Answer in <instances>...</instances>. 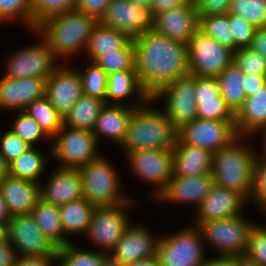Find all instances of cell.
Here are the masks:
<instances>
[{
  "label": "cell",
  "mask_w": 266,
  "mask_h": 266,
  "mask_svg": "<svg viewBox=\"0 0 266 266\" xmlns=\"http://www.w3.org/2000/svg\"><path fill=\"white\" fill-rule=\"evenodd\" d=\"M133 41L138 81L150 98L166 85L190 75L187 44L155 31L143 33Z\"/></svg>",
  "instance_id": "1"
},
{
  "label": "cell",
  "mask_w": 266,
  "mask_h": 266,
  "mask_svg": "<svg viewBox=\"0 0 266 266\" xmlns=\"http://www.w3.org/2000/svg\"><path fill=\"white\" fill-rule=\"evenodd\" d=\"M99 20L73 9L53 15L39 23L31 32L41 35L52 49L55 58H70L87 48L90 36ZM70 56V57H69Z\"/></svg>",
  "instance_id": "2"
},
{
  "label": "cell",
  "mask_w": 266,
  "mask_h": 266,
  "mask_svg": "<svg viewBox=\"0 0 266 266\" xmlns=\"http://www.w3.org/2000/svg\"><path fill=\"white\" fill-rule=\"evenodd\" d=\"M152 104L155 103L151 98L134 109L126 138L120 145L126 155L142 150L174 148L176 145L178 129L163 110Z\"/></svg>",
  "instance_id": "3"
},
{
  "label": "cell",
  "mask_w": 266,
  "mask_h": 266,
  "mask_svg": "<svg viewBox=\"0 0 266 266\" xmlns=\"http://www.w3.org/2000/svg\"><path fill=\"white\" fill-rule=\"evenodd\" d=\"M239 136L230 145L213 153L211 174L216 185L240 194L249 201L253 194L257 153L249 150ZM249 198V200H248Z\"/></svg>",
  "instance_id": "4"
},
{
  "label": "cell",
  "mask_w": 266,
  "mask_h": 266,
  "mask_svg": "<svg viewBox=\"0 0 266 266\" xmlns=\"http://www.w3.org/2000/svg\"><path fill=\"white\" fill-rule=\"evenodd\" d=\"M83 198L95 207L123 204L131 198L123 195L121 180L113 165L99 156L87 165L79 167Z\"/></svg>",
  "instance_id": "5"
},
{
  "label": "cell",
  "mask_w": 266,
  "mask_h": 266,
  "mask_svg": "<svg viewBox=\"0 0 266 266\" xmlns=\"http://www.w3.org/2000/svg\"><path fill=\"white\" fill-rule=\"evenodd\" d=\"M256 223L236 215L226 219L200 222L196 226L201 231L205 245L215 249L217 257L244 256L249 245L251 232Z\"/></svg>",
  "instance_id": "6"
},
{
  "label": "cell",
  "mask_w": 266,
  "mask_h": 266,
  "mask_svg": "<svg viewBox=\"0 0 266 266\" xmlns=\"http://www.w3.org/2000/svg\"><path fill=\"white\" fill-rule=\"evenodd\" d=\"M204 243L199 228L190 225L175 234L162 235L156 256L161 266H203L208 260Z\"/></svg>",
  "instance_id": "7"
},
{
  "label": "cell",
  "mask_w": 266,
  "mask_h": 266,
  "mask_svg": "<svg viewBox=\"0 0 266 266\" xmlns=\"http://www.w3.org/2000/svg\"><path fill=\"white\" fill-rule=\"evenodd\" d=\"M52 140L54 142L50 148V155L61 162V168L78 169L100 156L97 150L100 144L92 131L63 125Z\"/></svg>",
  "instance_id": "8"
},
{
  "label": "cell",
  "mask_w": 266,
  "mask_h": 266,
  "mask_svg": "<svg viewBox=\"0 0 266 266\" xmlns=\"http://www.w3.org/2000/svg\"><path fill=\"white\" fill-rule=\"evenodd\" d=\"M189 74L217 77L234 61V51L198 30L187 44Z\"/></svg>",
  "instance_id": "9"
},
{
  "label": "cell",
  "mask_w": 266,
  "mask_h": 266,
  "mask_svg": "<svg viewBox=\"0 0 266 266\" xmlns=\"http://www.w3.org/2000/svg\"><path fill=\"white\" fill-rule=\"evenodd\" d=\"M132 201L130 199L123 204L96 207L92 213L85 235L89 241H93V244L98 245L108 255L132 224L126 212L130 205H133Z\"/></svg>",
  "instance_id": "10"
},
{
  "label": "cell",
  "mask_w": 266,
  "mask_h": 266,
  "mask_svg": "<svg viewBox=\"0 0 266 266\" xmlns=\"http://www.w3.org/2000/svg\"><path fill=\"white\" fill-rule=\"evenodd\" d=\"M39 43L24 47L8 56L6 61L5 76L18 78H41L47 79L52 75L56 58L46 40L40 36Z\"/></svg>",
  "instance_id": "11"
},
{
  "label": "cell",
  "mask_w": 266,
  "mask_h": 266,
  "mask_svg": "<svg viewBox=\"0 0 266 266\" xmlns=\"http://www.w3.org/2000/svg\"><path fill=\"white\" fill-rule=\"evenodd\" d=\"M166 100L163 111L172 120L177 129L197 118V101L195 96V75L177 79L161 88L153 97Z\"/></svg>",
  "instance_id": "12"
},
{
  "label": "cell",
  "mask_w": 266,
  "mask_h": 266,
  "mask_svg": "<svg viewBox=\"0 0 266 266\" xmlns=\"http://www.w3.org/2000/svg\"><path fill=\"white\" fill-rule=\"evenodd\" d=\"M6 238L17 256L56 257L57 247L42 233L31 214L12 216L6 225Z\"/></svg>",
  "instance_id": "13"
},
{
  "label": "cell",
  "mask_w": 266,
  "mask_h": 266,
  "mask_svg": "<svg viewBox=\"0 0 266 266\" xmlns=\"http://www.w3.org/2000/svg\"><path fill=\"white\" fill-rule=\"evenodd\" d=\"M238 137L235 121L196 118L178 129V139L183 144L198 146L212 153L230 145Z\"/></svg>",
  "instance_id": "14"
},
{
  "label": "cell",
  "mask_w": 266,
  "mask_h": 266,
  "mask_svg": "<svg viewBox=\"0 0 266 266\" xmlns=\"http://www.w3.org/2000/svg\"><path fill=\"white\" fill-rule=\"evenodd\" d=\"M154 19L150 7L130 0H111L99 22L134 39L143 33L154 31Z\"/></svg>",
  "instance_id": "15"
},
{
  "label": "cell",
  "mask_w": 266,
  "mask_h": 266,
  "mask_svg": "<svg viewBox=\"0 0 266 266\" xmlns=\"http://www.w3.org/2000/svg\"><path fill=\"white\" fill-rule=\"evenodd\" d=\"M126 157L137 178L157 186L152 195L158 197L173 174V148L142 150Z\"/></svg>",
  "instance_id": "16"
},
{
  "label": "cell",
  "mask_w": 266,
  "mask_h": 266,
  "mask_svg": "<svg viewBox=\"0 0 266 266\" xmlns=\"http://www.w3.org/2000/svg\"><path fill=\"white\" fill-rule=\"evenodd\" d=\"M60 66L58 65L47 78L45 96L55 110L65 118L83 95V87L79 70L70 66Z\"/></svg>",
  "instance_id": "17"
},
{
  "label": "cell",
  "mask_w": 266,
  "mask_h": 266,
  "mask_svg": "<svg viewBox=\"0 0 266 266\" xmlns=\"http://www.w3.org/2000/svg\"><path fill=\"white\" fill-rule=\"evenodd\" d=\"M159 238L142 225L131 224L109 256L124 265L156 256Z\"/></svg>",
  "instance_id": "18"
},
{
  "label": "cell",
  "mask_w": 266,
  "mask_h": 266,
  "mask_svg": "<svg viewBox=\"0 0 266 266\" xmlns=\"http://www.w3.org/2000/svg\"><path fill=\"white\" fill-rule=\"evenodd\" d=\"M198 30L199 15L193 0L186 6L160 13L154 19L155 32L185 44Z\"/></svg>",
  "instance_id": "19"
},
{
  "label": "cell",
  "mask_w": 266,
  "mask_h": 266,
  "mask_svg": "<svg viewBox=\"0 0 266 266\" xmlns=\"http://www.w3.org/2000/svg\"><path fill=\"white\" fill-rule=\"evenodd\" d=\"M215 185L212 174L198 176L172 175L156 200L169 203H193L197 209Z\"/></svg>",
  "instance_id": "20"
},
{
  "label": "cell",
  "mask_w": 266,
  "mask_h": 266,
  "mask_svg": "<svg viewBox=\"0 0 266 266\" xmlns=\"http://www.w3.org/2000/svg\"><path fill=\"white\" fill-rule=\"evenodd\" d=\"M0 80V109L24 110L36 99L45 96L46 80L41 78L13 79L3 75Z\"/></svg>",
  "instance_id": "21"
},
{
  "label": "cell",
  "mask_w": 266,
  "mask_h": 266,
  "mask_svg": "<svg viewBox=\"0 0 266 266\" xmlns=\"http://www.w3.org/2000/svg\"><path fill=\"white\" fill-rule=\"evenodd\" d=\"M39 189L40 199L59 207L83 198L78 169L56 168L46 185L39 184Z\"/></svg>",
  "instance_id": "22"
},
{
  "label": "cell",
  "mask_w": 266,
  "mask_h": 266,
  "mask_svg": "<svg viewBox=\"0 0 266 266\" xmlns=\"http://www.w3.org/2000/svg\"><path fill=\"white\" fill-rule=\"evenodd\" d=\"M245 199L235 191L214 185L210 193L196 209V226L200 222L226 219L240 215L245 204Z\"/></svg>",
  "instance_id": "23"
},
{
  "label": "cell",
  "mask_w": 266,
  "mask_h": 266,
  "mask_svg": "<svg viewBox=\"0 0 266 266\" xmlns=\"http://www.w3.org/2000/svg\"><path fill=\"white\" fill-rule=\"evenodd\" d=\"M145 103H132L131 105L106 104L97 118L92 133L97 142H101L100 137H105L117 145H121L126 138L130 120L134 114V109L143 106Z\"/></svg>",
  "instance_id": "24"
},
{
  "label": "cell",
  "mask_w": 266,
  "mask_h": 266,
  "mask_svg": "<svg viewBox=\"0 0 266 266\" xmlns=\"http://www.w3.org/2000/svg\"><path fill=\"white\" fill-rule=\"evenodd\" d=\"M0 192L11 216L31 214L40 199L38 183L10 175L0 184Z\"/></svg>",
  "instance_id": "25"
},
{
  "label": "cell",
  "mask_w": 266,
  "mask_h": 266,
  "mask_svg": "<svg viewBox=\"0 0 266 266\" xmlns=\"http://www.w3.org/2000/svg\"><path fill=\"white\" fill-rule=\"evenodd\" d=\"M213 153L204 148L183 144L179 139L173 148L172 175L198 176L211 174Z\"/></svg>",
  "instance_id": "26"
},
{
  "label": "cell",
  "mask_w": 266,
  "mask_h": 266,
  "mask_svg": "<svg viewBox=\"0 0 266 266\" xmlns=\"http://www.w3.org/2000/svg\"><path fill=\"white\" fill-rule=\"evenodd\" d=\"M265 124L266 85L248 96L235 114V127L239 136L251 138Z\"/></svg>",
  "instance_id": "27"
},
{
  "label": "cell",
  "mask_w": 266,
  "mask_h": 266,
  "mask_svg": "<svg viewBox=\"0 0 266 266\" xmlns=\"http://www.w3.org/2000/svg\"><path fill=\"white\" fill-rule=\"evenodd\" d=\"M134 93H137V103H146L151 99L142 89L136 70L118 71L108 75L106 104L123 105L126 103L124 100Z\"/></svg>",
  "instance_id": "28"
},
{
  "label": "cell",
  "mask_w": 266,
  "mask_h": 266,
  "mask_svg": "<svg viewBox=\"0 0 266 266\" xmlns=\"http://www.w3.org/2000/svg\"><path fill=\"white\" fill-rule=\"evenodd\" d=\"M31 215L42 233L57 248L72 242L66 239L64 235L59 206H55L39 199L36 206L33 208Z\"/></svg>",
  "instance_id": "29"
},
{
  "label": "cell",
  "mask_w": 266,
  "mask_h": 266,
  "mask_svg": "<svg viewBox=\"0 0 266 266\" xmlns=\"http://www.w3.org/2000/svg\"><path fill=\"white\" fill-rule=\"evenodd\" d=\"M131 40L127 34L99 22L90 36L86 52L90 61L94 63L104 53L121 49Z\"/></svg>",
  "instance_id": "30"
},
{
  "label": "cell",
  "mask_w": 266,
  "mask_h": 266,
  "mask_svg": "<svg viewBox=\"0 0 266 266\" xmlns=\"http://www.w3.org/2000/svg\"><path fill=\"white\" fill-rule=\"evenodd\" d=\"M221 97L236 114L247 98L245 93L244 72L233 61L218 76Z\"/></svg>",
  "instance_id": "31"
},
{
  "label": "cell",
  "mask_w": 266,
  "mask_h": 266,
  "mask_svg": "<svg viewBox=\"0 0 266 266\" xmlns=\"http://www.w3.org/2000/svg\"><path fill=\"white\" fill-rule=\"evenodd\" d=\"M95 208L85 198L60 206L59 210L64 234H86Z\"/></svg>",
  "instance_id": "32"
},
{
  "label": "cell",
  "mask_w": 266,
  "mask_h": 266,
  "mask_svg": "<svg viewBox=\"0 0 266 266\" xmlns=\"http://www.w3.org/2000/svg\"><path fill=\"white\" fill-rule=\"evenodd\" d=\"M105 105L104 100L83 94L65 116L64 126L92 131Z\"/></svg>",
  "instance_id": "33"
},
{
  "label": "cell",
  "mask_w": 266,
  "mask_h": 266,
  "mask_svg": "<svg viewBox=\"0 0 266 266\" xmlns=\"http://www.w3.org/2000/svg\"><path fill=\"white\" fill-rule=\"evenodd\" d=\"M41 153L35 147L29 148L9 163V175L40 184V175L47 164L45 154Z\"/></svg>",
  "instance_id": "34"
},
{
  "label": "cell",
  "mask_w": 266,
  "mask_h": 266,
  "mask_svg": "<svg viewBox=\"0 0 266 266\" xmlns=\"http://www.w3.org/2000/svg\"><path fill=\"white\" fill-rule=\"evenodd\" d=\"M23 111L33 117L51 139L64 125V118L55 110L46 96L36 99Z\"/></svg>",
  "instance_id": "35"
},
{
  "label": "cell",
  "mask_w": 266,
  "mask_h": 266,
  "mask_svg": "<svg viewBox=\"0 0 266 266\" xmlns=\"http://www.w3.org/2000/svg\"><path fill=\"white\" fill-rule=\"evenodd\" d=\"M107 256L102 250H83L70 242L57 248L56 263L60 262L57 266H101Z\"/></svg>",
  "instance_id": "36"
},
{
  "label": "cell",
  "mask_w": 266,
  "mask_h": 266,
  "mask_svg": "<svg viewBox=\"0 0 266 266\" xmlns=\"http://www.w3.org/2000/svg\"><path fill=\"white\" fill-rule=\"evenodd\" d=\"M135 46L133 39L123 48L104 53L94 63L108 75L113 72L136 70Z\"/></svg>",
  "instance_id": "37"
},
{
  "label": "cell",
  "mask_w": 266,
  "mask_h": 266,
  "mask_svg": "<svg viewBox=\"0 0 266 266\" xmlns=\"http://www.w3.org/2000/svg\"><path fill=\"white\" fill-rule=\"evenodd\" d=\"M199 30L234 51V40L228 13L199 17Z\"/></svg>",
  "instance_id": "38"
},
{
  "label": "cell",
  "mask_w": 266,
  "mask_h": 266,
  "mask_svg": "<svg viewBox=\"0 0 266 266\" xmlns=\"http://www.w3.org/2000/svg\"><path fill=\"white\" fill-rule=\"evenodd\" d=\"M228 13L241 16L256 28L266 26V0H231Z\"/></svg>",
  "instance_id": "39"
},
{
  "label": "cell",
  "mask_w": 266,
  "mask_h": 266,
  "mask_svg": "<svg viewBox=\"0 0 266 266\" xmlns=\"http://www.w3.org/2000/svg\"><path fill=\"white\" fill-rule=\"evenodd\" d=\"M12 20H19L30 31L34 30L32 0H0V23Z\"/></svg>",
  "instance_id": "40"
},
{
  "label": "cell",
  "mask_w": 266,
  "mask_h": 266,
  "mask_svg": "<svg viewBox=\"0 0 266 266\" xmlns=\"http://www.w3.org/2000/svg\"><path fill=\"white\" fill-rule=\"evenodd\" d=\"M79 73L82 80L83 94L106 102L108 74L92 62L91 66L89 65L84 72L79 71Z\"/></svg>",
  "instance_id": "41"
},
{
  "label": "cell",
  "mask_w": 266,
  "mask_h": 266,
  "mask_svg": "<svg viewBox=\"0 0 266 266\" xmlns=\"http://www.w3.org/2000/svg\"><path fill=\"white\" fill-rule=\"evenodd\" d=\"M11 131L32 147H35V142H38L41 137L51 139L38 122L23 110L19 111V116L14 120Z\"/></svg>",
  "instance_id": "42"
},
{
  "label": "cell",
  "mask_w": 266,
  "mask_h": 266,
  "mask_svg": "<svg viewBox=\"0 0 266 266\" xmlns=\"http://www.w3.org/2000/svg\"><path fill=\"white\" fill-rule=\"evenodd\" d=\"M76 0H32L34 29L50 16L75 9Z\"/></svg>",
  "instance_id": "43"
},
{
  "label": "cell",
  "mask_w": 266,
  "mask_h": 266,
  "mask_svg": "<svg viewBox=\"0 0 266 266\" xmlns=\"http://www.w3.org/2000/svg\"><path fill=\"white\" fill-rule=\"evenodd\" d=\"M197 118L219 121H235V114L221 95L214 99L196 100Z\"/></svg>",
  "instance_id": "44"
},
{
  "label": "cell",
  "mask_w": 266,
  "mask_h": 266,
  "mask_svg": "<svg viewBox=\"0 0 266 266\" xmlns=\"http://www.w3.org/2000/svg\"><path fill=\"white\" fill-rule=\"evenodd\" d=\"M234 62L245 74L266 76V58L251 47L235 51Z\"/></svg>",
  "instance_id": "45"
},
{
  "label": "cell",
  "mask_w": 266,
  "mask_h": 266,
  "mask_svg": "<svg viewBox=\"0 0 266 266\" xmlns=\"http://www.w3.org/2000/svg\"><path fill=\"white\" fill-rule=\"evenodd\" d=\"M228 18L234 40V52L250 47L257 28L241 16L228 13Z\"/></svg>",
  "instance_id": "46"
},
{
  "label": "cell",
  "mask_w": 266,
  "mask_h": 266,
  "mask_svg": "<svg viewBox=\"0 0 266 266\" xmlns=\"http://www.w3.org/2000/svg\"><path fill=\"white\" fill-rule=\"evenodd\" d=\"M32 146L11 130H7L0 138V155L8 162H12Z\"/></svg>",
  "instance_id": "47"
},
{
  "label": "cell",
  "mask_w": 266,
  "mask_h": 266,
  "mask_svg": "<svg viewBox=\"0 0 266 266\" xmlns=\"http://www.w3.org/2000/svg\"><path fill=\"white\" fill-rule=\"evenodd\" d=\"M245 256L250 260L266 266V226L257 224L251 232Z\"/></svg>",
  "instance_id": "48"
},
{
  "label": "cell",
  "mask_w": 266,
  "mask_h": 266,
  "mask_svg": "<svg viewBox=\"0 0 266 266\" xmlns=\"http://www.w3.org/2000/svg\"><path fill=\"white\" fill-rule=\"evenodd\" d=\"M251 200L261 211H266V154L261 153L257 156Z\"/></svg>",
  "instance_id": "49"
},
{
  "label": "cell",
  "mask_w": 266,
  "mask_h": 266,
  "mask_svg": "<svg viewBox=\"0 0 266 266\" xmlns=\"http://www.w3.org/2000/svg\"><path fill=\"white\" fill-rule=\"evenodd\" d=\"M221 95L217 77L195 76L196 100L214 99Z\"/></svg>",
  "instance_id": "50"
},
{
  "label": "cell",
  "mask_w": 266,
  "mask_h": 266,
  "mask_svg": "<svg viewBox=\"0 0 266 266\" xmlns=\"http://www.w3.org/2000/svg\"><path fill=\"white\" fill-rule=\"evenodd\" d=\"M199 17L227 14L231 0H193Z\"/></svg>",
  "instance_id": "51"
},
{
  "label": "cell",
  "mask_w": 266,
  "mask_h": 266,
  "mask_svg": "<svg viewBox=\"0 0 266 266\" xmlns=\"http://www.w3.org/2000/svg\"><path fill=\"white\" fill-rule=\"evenodd\" d=\"M110 1L111 0H76L75 9L100 20Z\"/></svg>",
  "instance_id": "52"
},
{
  "label": "cell",
  "mask_w": 266,
  "mask_h": 266,
  "mask_svg": "<svg viewBox=\"0 0 266 266\" xmlns=\"http://www.w3.org/2000/svg\"><path fill=\"white\" fill-rule=\"evenodd\" d=\"M192 0H152L150 4L154 17L170 9L188 5Z\"/></svg>",
  "instance_id": "53"
},
{
  "label": "cell",
  "mask_w": 266,
  "mask_h": 266,
  "mask_svg": "<svg viewBox=\"0 0 266 266\" xmlns=\"http://www.w3.org/2000/svg\"><path fill=\"white\" fill-rule=\"evenodd\" d=\"M56 257L17 256L13 266H53Z\"/></svg>",
  "instance_id": "54"
},
{
  "label": "cell",
  "mask_w": 266,
  "mask_h": 266,
  "mask_svg": "<svg viewBox=\"0 0 266 266\" xmlns=\"http://www.w3.org/2000/svg\"><path fill=\"white\" fill-rule=\"evenodd\" d=\"M16 257V251L11 242L6 237L0 240V266H13Z\"/></svg>",
  "instance_id": "55"
},
{
  "label": "cell",
  "mask_w": 266,
  "mask_h": 266,
  "mask_svg": "<svg viewBox=\"0 0 266 266\" xmlns=\"http://www.w3.org/2000/svg\"><path fill=\"white\" fill-rule=\"evenodd\" d=\"M244 84L246 96H251L257 90L261 89L266 85V76L244 73Z\"/></svg>",
  "instance_id": "56"
},
{
  "label": "cell",
  "mask_w": 266,
  "mask_h": 266,
  "mask_svg": "<svg viewBox=\"0 0 266 266\" xmlns=\"http://www.w3.org/2000/svg\"><path fill=\"white\" fill-rule=\"evenodd\" d=\"M250 47L266 58V26L256 29Z\"/></svg>",
  "instance_id": "57"
},
{
  "label": "cell",
  "mask_w": 266,
  "mask_h": 266,
  "mask_svg": "<svg viewBox=\"0 0 266 266\" xmlns=\"http://www.w3.org/2000/svg\"><path fill=\"white\" fill-rule=\"evenodd\" d=\"M203 266H237L236 257H209Z\"/></svg>",
  "instance_id": "58"
},
{
  "label": "cell",
  "mask_w": 266,
  "mask_h": 266,
  "mask_svg": "<svg viewBox=\"0 0 266 266\" xmlns=\"http://www.w3.org/2000/svg\"><path fill=\"white\" fill-rule=\"evenodd\" d=\"M11 217L12 216L8 210L7 204L0 192V224L6 226L9 220L11 219Z\"/></svg>",
  "instance_id": "59"
},
{
  "label": "cell",
  "mask_w": 266,
  "mask_h": 266,
  "mask_svg": "<svg viewBox=\"0 0 266 266\" xmlns=\"http://www.w3.org/2000/svg\"><path fill=\"white\" fill-rule=\"evenodd\" d=\"M127 266H161V265H160L158 257L153 256L150 258L138 260V261L131 263Z\"/></svg>",
  "instance_id": "60"
},
{
  "label": "cell",
  "mask_w": 266,
  "mask_h": 266,
  "mask_svg": "<svg viewBox=\"0 0 266 266\" xmlns=\"http://www.w3.org/2000/svg\"><path fill=\"white\" fill-rule=\"evenodd\" d=\"M9 176V163L0 155V184Z\"/></svg>",
  "instance_id": "61"
},
{
  "label": "cell",
  "mask_w": 266,
  "mask_h": 266,
  "mask_svg": "<svg viewBox=\"0 0 266 266\" xmlns=\"http://www.w3.org/2000/svg\"><path fill=\"white\" fill-rule=\"evenodd\" d=\"M236 263H237V266H262L261 264L250 260L245 255L244 256H237L236 257Z\"/></svg>",
  "instance_id": "62"
},
{
  "label": "cell",
  "mask_w": 266,
  "mask_h": 266,
  "mask_svg": "<svg viewBox=\"0 0 266 266\" xmlns=\"http://www.w3.org/2000/svg\"><path fill=\"white\" fill-rule=\"evenodd\" d=\"M101 266H127L112 259L109 255L104 259Z\"/></svg>",
  "instance_id": "63"
},
{
  "label": "cell",
  "mask_w": 266,
  "mask_h": 266,
  "mask_svg": "<svg viewBox=\"0 0 266 266\" xmlns=\"http://www.w3.org/2000/svg\"><path fill=\"white\" fill-rule=\"evenodd\" d=\"M260 132L261 133H263V136H261V137H264L263 139V150H262V154H266V124L258 131V133L260 134Z\"/></svg>",
  "instance_id": "64"
},
{
  "label": "cell",
  "mask_w": 266,
  "mask_h": 266,
  "mask_svg": "<svg viewBox=\"0 0 266 266\" xmlns=\"http://www.w3.org/2000/svg\"><path fill=\"white\" fill-rule=\"evenodd\" d=\"M138 5L145 6V7H150L151 1L152 0H130Z\"/></svg>",
  "instance_id": "65"
},
{
  "label": "cell",
  "mask_w": 266,
  "mask_h": 266,
  "mask_svg": "<svg viewBox=\"0 0 266 266\" xmlns=\"http://www.w3.org/2000/svg\"><path fill=\"white\" fill-rule=\"evenodd\" d=\"M6 237V226L0 224V240Z\"/></svg>",
  "instance_id": "66"
}]
</instances>
